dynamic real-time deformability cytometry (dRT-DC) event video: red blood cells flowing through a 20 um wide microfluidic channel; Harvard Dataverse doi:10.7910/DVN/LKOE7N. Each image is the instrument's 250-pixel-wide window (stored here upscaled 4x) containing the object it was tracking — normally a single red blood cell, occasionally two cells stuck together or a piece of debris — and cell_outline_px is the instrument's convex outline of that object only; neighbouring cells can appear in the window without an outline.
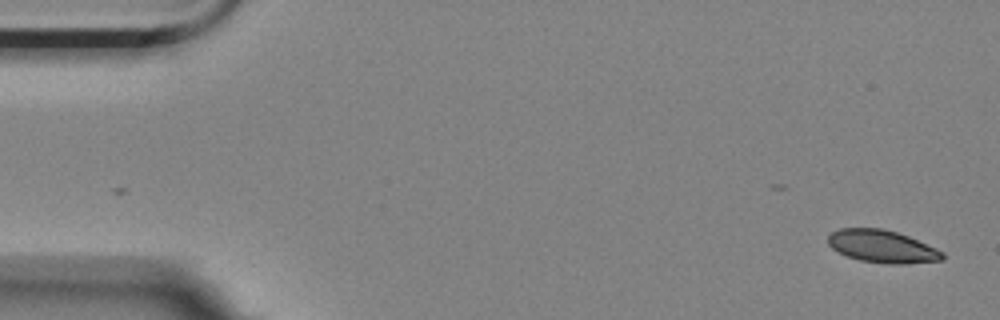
{"species": "Egyptian fruit bat (a non-hibernating species)", "species_latin": "Rousettus aegyptiacus", "temperature_condition": "room temperature", "stored_images_in_passage": 18, "camera_frame_rate_fps": 3000, "um_per_image_px": 0.085, "animal": {"sex": "female"}, "frame": {"image": 1, "passage_image": 1, "time_ms": 0.0, "image_size_px": [1000, 320], "cell_outline_px": [[944, 260], [904, 264], [888, 264], [860, 260], [848, 256], [832, 248], [828, 244], [828, 236], [832, 232], [840, 228], [884, 228], [908, 236], [936, 248], [944, 252]], "centroid_in_image_um": [75.0, 20.94], "position_along_channel_um": 10.0, "area_um2": 21.68}}
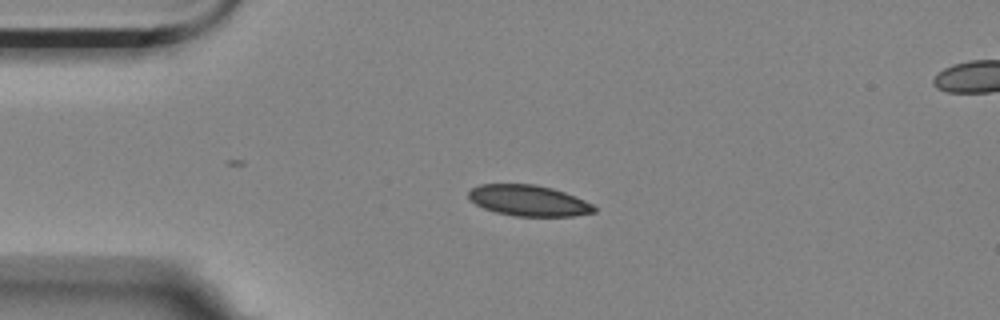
{"frame": {"image": 2, "passage_image": 12, "time_ms": 3.667, "image_size_px": [1000, 320], "cell_outline_px": [[596, 212], [572, 216], [516, 216], [496, 212], [484, 208], [476, 204], [468, 196], [468, 192], [472, 188], [480, 184], [536, 184], [552, 188], [564, 192], [584, 200], [592, 204], [596, 208]], "centroid_in_image_um": [44.94, 17.04], "position_along_channel_um": 40.1, "area_um2": 22.48}}
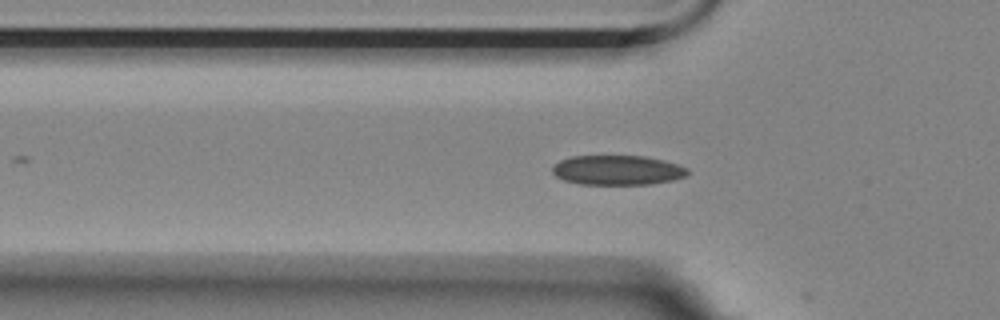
{"frame": {"image": 3, "passage_image": 17, "time_ms": 5.333, "image_size_px": [1000, 320], "cell_outline_px": [[688, 176], [672, 180], [652, 184], [580, 184], [564, 180], [556, 176], [552, 172], [552, 168], [560, 160], [572, 156], [644, 156], [664, 160], [688, 168]], "centroid_in_image_um": [52.5, 14.46], "position_along_channel_um": 73.3, "area_um2": 23.35}}